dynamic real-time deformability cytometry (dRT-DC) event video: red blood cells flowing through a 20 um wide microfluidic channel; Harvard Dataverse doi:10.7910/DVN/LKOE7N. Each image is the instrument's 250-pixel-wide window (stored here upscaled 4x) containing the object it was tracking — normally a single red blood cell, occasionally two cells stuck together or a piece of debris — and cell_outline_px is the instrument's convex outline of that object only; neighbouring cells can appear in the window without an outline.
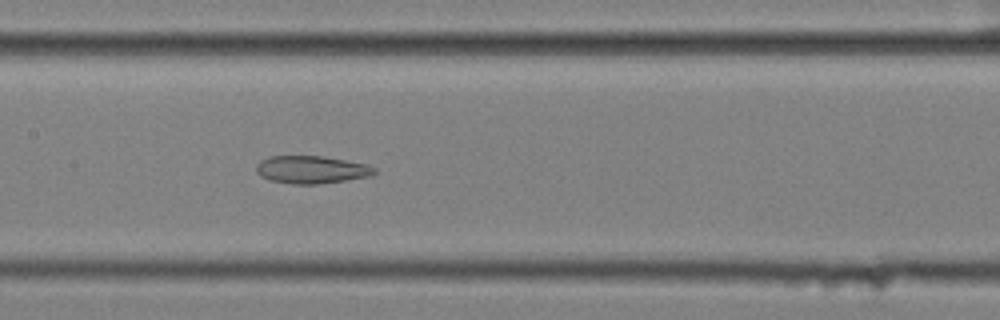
{"species": "common noctule bat (a hibernating species)", "species_latin": "Nyctalus noctula", "temperature_condition": "cold", "stored_images_in_passage": 57, "segment_of_instrument_passage": [2, 2], "camera_frame_rate_fps": 3000, "um_per_image_px": 0.085, "animal": {"sex": "female", "body_mass_g": 25.1}, "frame": {"image": 1, "passage_image": 28, "time_ms": 9.0, "image_size_px": [1000, 320], "cell_outline_px": [[376, 172], [368, 176], [320, 184], [292, 184], [268, 180], [260, 176], [256, 172], [256, 164], [260, 160], [268, 156], [324, 156], [368, 164], [376, 168]], "centroid_in_image_um": [26.43, 14.41], "position_along_channel_um": 181.0, "area_um2": 19.19}}
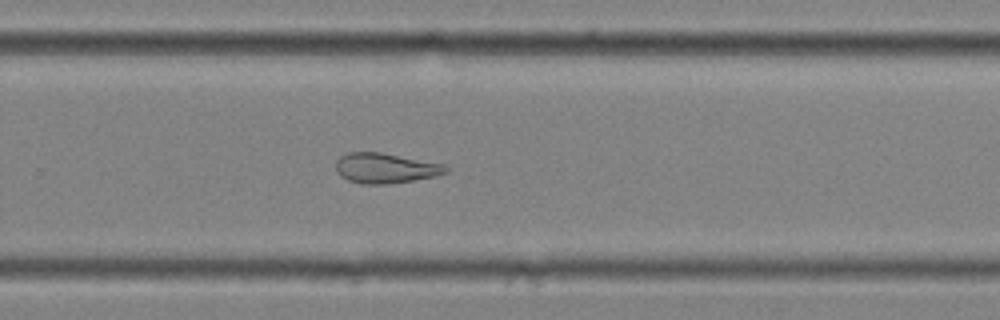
{"frame": {"image": 2, "passage_image": 38, "time_ms": 12.333, "image_size_px": [1000, 320], "cell_outline_px": [[448, 172], [436, 176], [412, 180], [384, 184], [360, 184], [348, 180], [340, 176], [336, 172], [336, 160], [340, 156], [348, 152], [380, 152], [444, 164], [448, 168]], "centroid_in_image_um": [32.72, 14.29], "position_along_channel_um": 297.1, "area_um2": 19.31}}
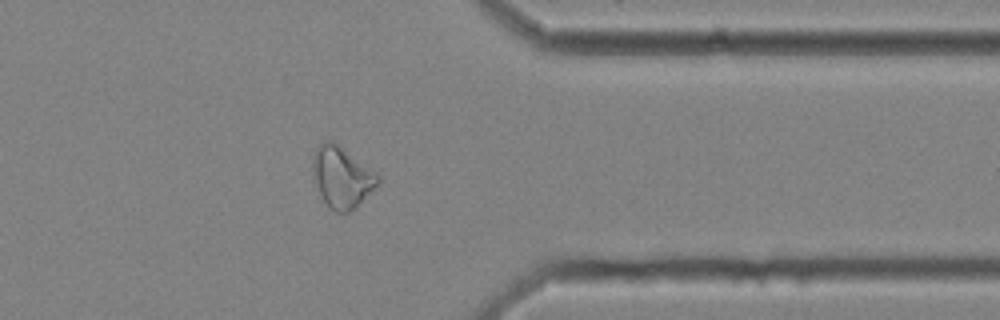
{"frame": {"image": 3, "passage_image": 46, "time_ms": 15.0, "image_size_px": [1000, 320], "cell_outline_px": [[380, 180], [356, 208], [348, 212], [336, 212], [328, 208], [320, 196], [312, 180], [312, 160], [316, 148], [320, 144], [328, 140], [332, 140], [376, 172], [380, 176]], "centroid_in_image_um": [29.01, 15.08], "position_along_channel_um": 382.4, "area_um2": 23.29}}